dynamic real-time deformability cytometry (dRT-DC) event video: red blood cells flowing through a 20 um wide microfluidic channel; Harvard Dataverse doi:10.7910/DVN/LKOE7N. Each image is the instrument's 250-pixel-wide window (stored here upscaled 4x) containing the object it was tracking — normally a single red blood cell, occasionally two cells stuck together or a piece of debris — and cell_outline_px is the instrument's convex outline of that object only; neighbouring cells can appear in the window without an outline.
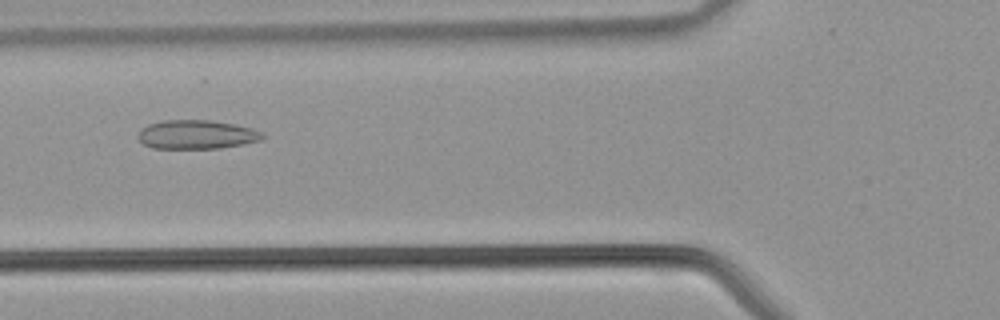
{"species": "common noctule bat (a hibernating species)", "species_latin": "Nyctalus noctula", "temperature_condition": "warm", "stored_images_in_passage": 40, "camera_frame_rate_fps": 3000, "um_per_image_px": 0.085, "animal": {"sex": "male", "body_mass_g": 21.5, "forearm_length_mm": 52.0}, "frame": {"image": 1, "passage_image": 14, "time_ms": 4.333, "image_size_px": [1000, 320], "cell_outline_px": [[264, 136], [260, 140], [244, 144], [220, 148], [152, 148], [144, 144], [140, 140], [140, 128], [148, 124], [164, 120], [208, 120], [236, 124], [252, 128], [264, 132]], "centroid_in_image_um": [16.74, 11.43], "position_along_channel_um": 109.1, "area_um2": 20.92}}
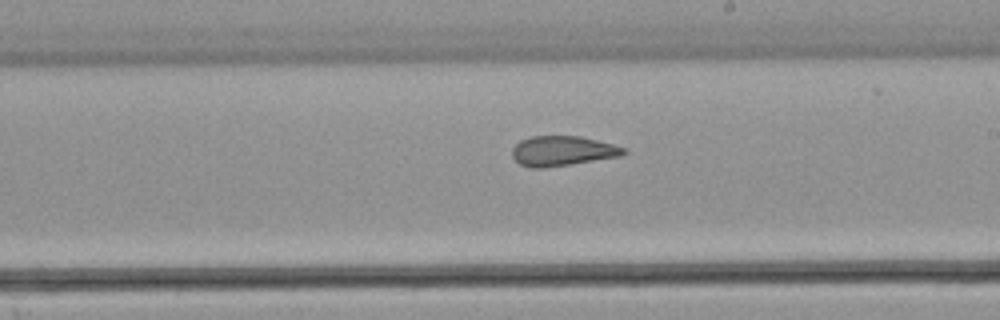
{"frame": {"image": 2, "passage_image": 22, "time_ms": 7.0, "image_size_px": [1000, 320], "cell_outline_px": [[628, 152], [620, 156], [544, 168], [532, 168], [520, 164], [512, 156], [512, 148], [520, 140], [532, 136], [580, 136], [628, 148]], "centroid_in_image_um": [47.81, 12.82], "position_along_channel_um": 241.2, "area_um2": 19.36}}
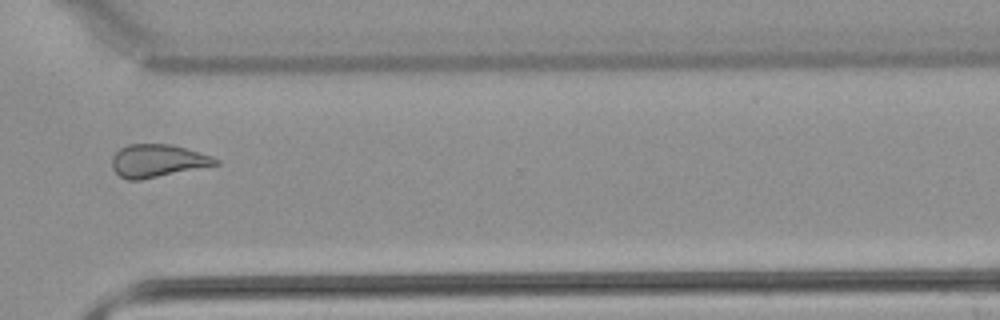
{"frame": {"image": 3, "passage_image": 29, "time_ms": 9.333, "image_size_px": [1000, 320], "cell_outline_px": [[220, 164], [140, 180], [128, 180], [120, 176], [112, 168], [112, 156], [120, 148], [128, 144], [172, 144], [200, 152], [220, 160]], "centroid_in_image_um": [13.39, 13.66], "position_along_channel_um": 357.2, "area_um2": 19.77}}